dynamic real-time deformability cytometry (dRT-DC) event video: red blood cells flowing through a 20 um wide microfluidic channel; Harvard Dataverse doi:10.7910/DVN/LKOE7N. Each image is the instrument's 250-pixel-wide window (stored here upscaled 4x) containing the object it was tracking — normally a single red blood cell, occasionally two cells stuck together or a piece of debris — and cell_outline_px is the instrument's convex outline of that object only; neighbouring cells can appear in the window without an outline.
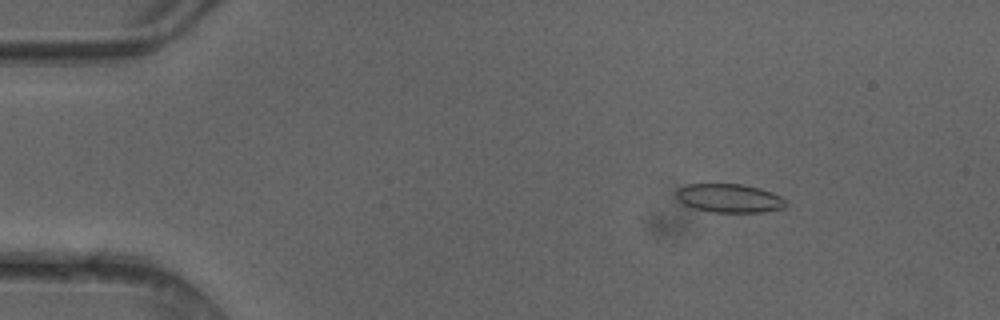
{"species": "common noctule bat (a hibernating species)", "species_latin": "Nyctalus noctula", "temperature_condition": "cold", "stored_images_in_passage": 49, "camera_frame_rate_fps": 3000, "um_per_image_px": 0.085, "animal": {"sex": "female"}, "frame": {"image": 1, "passage_image": 7, "time_ms": 2.0, "image_size_px": [1000, 320], "cell_outline_px": [[788, 204], [784, 208], [760, 212], [712, 212], [696, 208], [684, 204], [676, 196], [676, 188], [688, 184], [740, 184], [760, 188], [772, 192], [780, 196]], "centroid_in_image_um": [62.0, 16.84], "position_along_channel_um": 23.0, "area_um2": 18.21}}
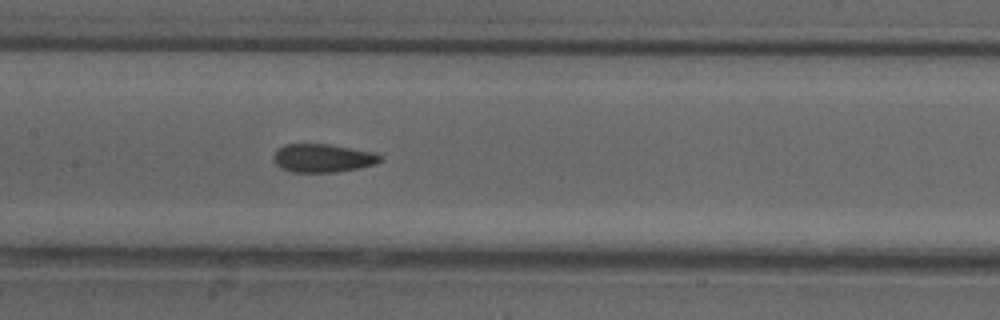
{"frame": {"image": 2, "passage_image": 24, "time_ms": 7.667, "image_size_px": [1000, 320], "cell_outline_px": [[384, 160], [376, 164], [360, 168], [336, 172], [292, 172], [280, 168], [276, 164], [276, 152], [284, 144], [328, 144], [376, 152], [384, 156]], "centroid_in_image_um": [27.54, 13.44], "position_along_channel_um": 179.9, "area_um2": 17.69}}
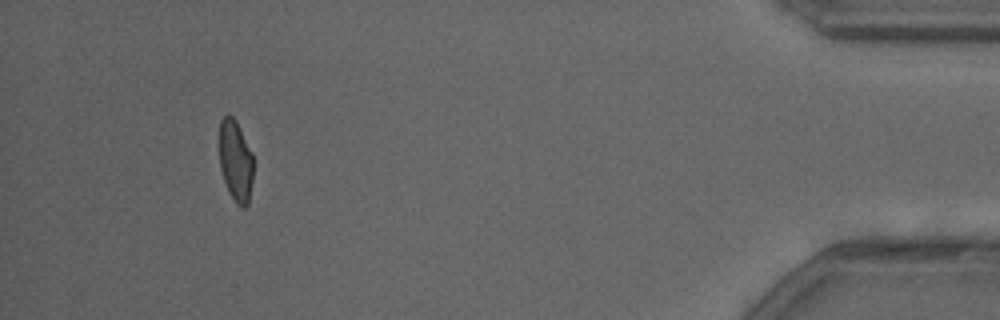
{"frame": {"image": 3, "passage_image": 46, "time_ms": 15.0, "image_size_px": [1000, 320], "cell_outline_px": [[252, 180], [248, 204], [244, 208], [236, 204], [228, 192], [220, 168], [220, 120], [228, 112], [236, 120], [252, 152]], "centroid_in_image_um": [20.02, 13.66], "position_along_channel_um": 415.2, "area_um2": 16.13}, "authors_computed_cell_mechanics": {"area_um2": 17.8602, "velocity_mm_per_s": 4.1548, "shape_relaxation_time_tau1_ms": 10.1703, "shape_relaxation_time_tau2_ms": 0.902, "deformation_change_tau1": 0.1995, "deformation_change_tau2": 0.0623}}